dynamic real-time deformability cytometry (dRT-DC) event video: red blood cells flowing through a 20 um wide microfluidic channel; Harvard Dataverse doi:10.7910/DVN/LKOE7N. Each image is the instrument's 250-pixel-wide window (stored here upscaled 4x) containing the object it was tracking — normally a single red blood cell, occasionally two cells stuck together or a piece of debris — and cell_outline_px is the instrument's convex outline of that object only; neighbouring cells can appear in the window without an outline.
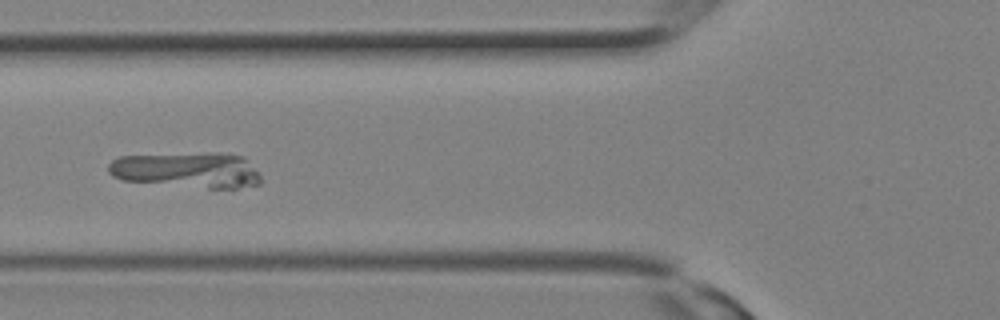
{"species": "Egyptian fruit bat (a non-hibernating species)", "species_latin": "Rousettus aegyptiacus", "temperature_condition": "room temperature", "stored_images_in_passage": 13, "segment_of_instrument_passage": [2, 2], "camera_frame_rate_fps": 3000, "um_per_image_px": 0.085, "animal": {"sex": "female"}, "frame": {"image": 1, "passage_image": 10, "time_ms": 3.0, "image_size_px": [1000, 320], "cell_outline_px": [[260, 184], [236, 188], [208, 188], [124, 180], [112, 176], [108, 172], [108, 164], [112, 160], [120, 156], [216, 152], [244, 156], [260, 172]], "centroid_in_image_um": [15.95, 14.44], "position_along_channel_um": 109.9, "area_um2": 31.67}}